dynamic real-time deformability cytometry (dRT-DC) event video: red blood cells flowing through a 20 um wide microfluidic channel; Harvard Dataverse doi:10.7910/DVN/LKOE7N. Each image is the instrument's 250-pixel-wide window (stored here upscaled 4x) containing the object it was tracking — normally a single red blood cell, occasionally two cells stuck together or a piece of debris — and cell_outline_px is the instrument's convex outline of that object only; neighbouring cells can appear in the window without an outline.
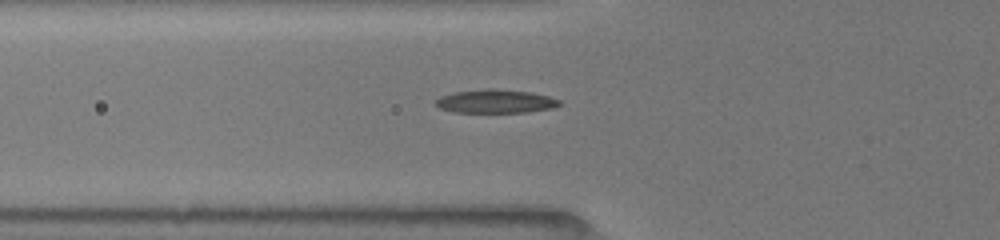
{"species": "common noctule bat (a hibernating species)", "species_latin": "Nyctalus noctula", "temperature_condition": "room temperature", "stored_images_in_passage": 19, "camera_frame_rate_fps": 3000, "um_per_image_px": 0.085, "animal": {"sex": "female", "body_mass_g": 19.5, "forearm_length_mm": 54.1}, "frame": {"image": 1, "passage_image": 3, "time_ms": 0.333, "image_size_px": [1000, 240], "cell_outline_px": [[564, 104], [552, 108], [524, 112], [456, 112], [440, 108], [432, 104], [432, 100], [440, 96], [456, 92], [488, 88], [492, 88], [532, 92], [548, 96], [560, 100]], "centroid_in_image_um": [42.1, 8.6], "position_along_channel_um": 83.7, "area_um2": 17.11}}
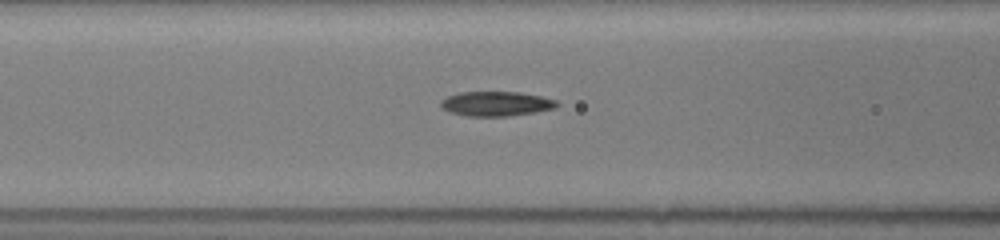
{"frame": {"image": 2, "passage_image": 8, "time_ms": 1.333, "image_size_px": [1000, 240], "cell_outline_px": [[560, 104], [556, 108], [536, 112], [508, 116], [468, 116], [448, 112], [440, 104], [440, 100], [448, 96], [460, 92], [520, 92], [540, 96], [556, 100]], "centroid_in_image_um": [42.19, 8.82], "position_along_channel_um": 124.4, "area_um2": 16.7}}
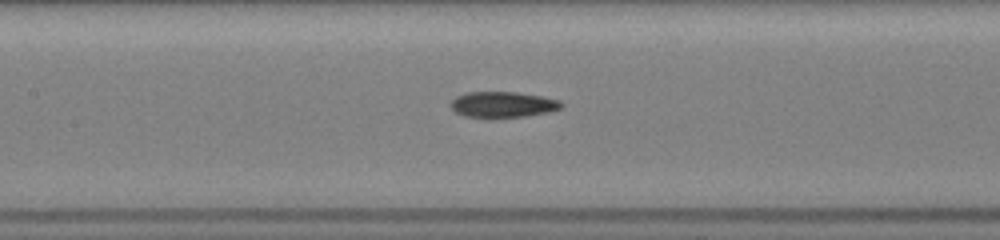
{"frame": {"image": 3, "passage_image": 14, "time_ms": 2.333, "image_size_px": [1000, 240], "cell_outline_px": [[564, 108], [548, 112], [524, 116], [464, 116], [456, 112], [448, 104], [456, 96], [468, 92], [516, 92], [540, 96], [560, 100], [564, 104]], "centroid_in_image_um": [42.76, 8.86], "position_along_channel_um": 164.6, "area_um2": 16.36}}